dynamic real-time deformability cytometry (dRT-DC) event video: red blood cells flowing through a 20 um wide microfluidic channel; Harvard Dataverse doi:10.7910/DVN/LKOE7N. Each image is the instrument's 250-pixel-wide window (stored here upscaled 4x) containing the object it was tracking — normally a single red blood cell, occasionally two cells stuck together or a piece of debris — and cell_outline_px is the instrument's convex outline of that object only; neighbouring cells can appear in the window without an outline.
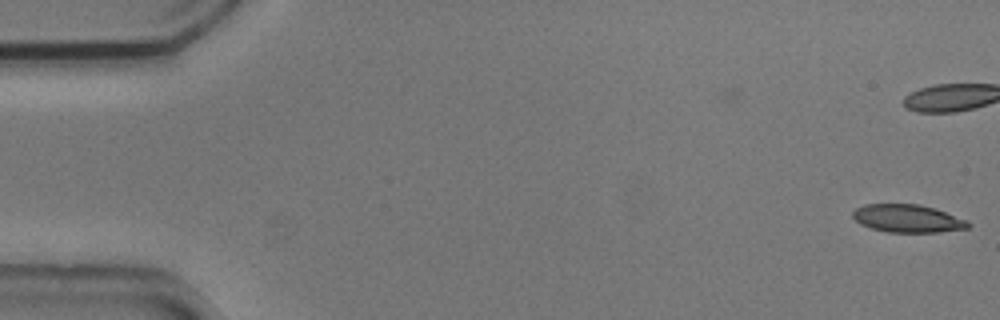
{"species": "common noctule bat (a hibernating species)", "species_latin": "Nyctalus noctula", "temperature_condition": "cold", "stored_images_in_passage": 2, "camera_frame_rate_fps": 3000, "um_per_image_px": 0.085, "animal": {"sex": "male", "body_mass_g": 20.5, "forearm_length_mm": 52.5}, "frame": {"image": 1, "passage_image": 2, "time_ms": 0.333, "image_size_px": [1000, 320], "cell_outline_px": [[972, 224], [968, 228], [940, 232], [888, 232], [872, 228], [860, 224], [852, 216], [852, 212], [856, 208], [864, 204], [920, 204], [936, 208], [968, 220]], "centroid_in_image_um": [77.18, 18.56], "position_along_channel_um": 7.8, "area_um2": 18.9}}